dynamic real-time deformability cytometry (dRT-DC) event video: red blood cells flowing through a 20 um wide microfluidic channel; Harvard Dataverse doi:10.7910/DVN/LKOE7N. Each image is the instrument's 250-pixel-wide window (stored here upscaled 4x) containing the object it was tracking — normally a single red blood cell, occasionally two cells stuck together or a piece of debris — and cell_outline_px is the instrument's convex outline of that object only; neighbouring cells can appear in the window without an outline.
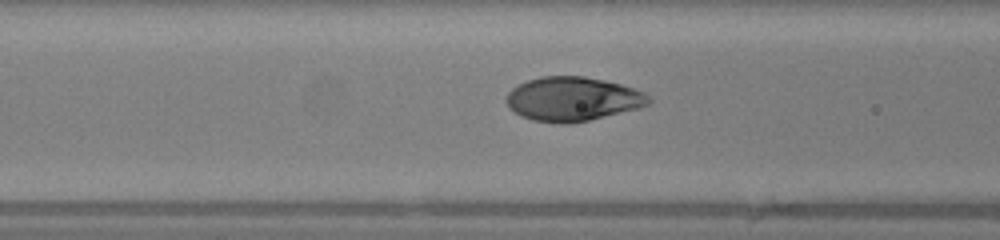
{"species": "human", "species_latin": "Homo sapiens", "temperature_condition": "warm", "stored_images_in_passage": 48, "camera_frame_rate_fps": 3000, "um_per_image_px": 0.085, "donor": {"sex": "female"}, "frame": {"image": 1, "passage_image": 18, "time_ms": 5.667, "image_size_px": [1000, 240], "cell_outline_px": [[652, 100], [648, 104], [640, 108], [588, 120], [568, 124], [560, 124], [532, 120], [520, 116], [508, 108], [504, 100], [508, 92], [512, 88], [528, 80], [540, 76], [584, 76], [604, 80], [620, 84], [644, 92]], "centroid_in_image_um": [48.64, 8.42], "position_along_channel_um": 118.0, "area_um2": 36.76}}
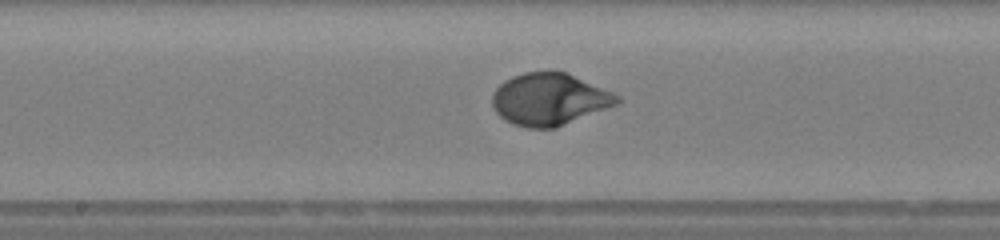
{"frame": {"image": 2, "passage_image": 24, "time_ms": 7.667, "image_size_px": [1000, 240], "cell_outline_px": [[620, 100], [616, 104], [556, 128], [528, 128], [512, 124], [500, 116], [496, 112], [492, 104], [492, 96], [496, 88], [504, 80], [512, 76], [524, 72], [564, 72], [616, 92], [620, 96]], "centroid_in_image_um": [46.69, 8.44], "position_along_channel_um": 201.5, "area_um2": 37.74}}
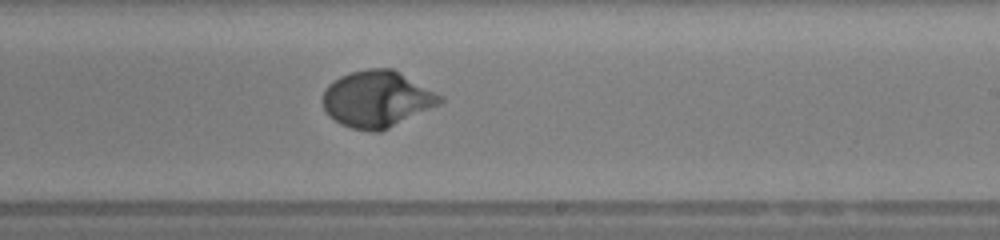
{"frame": {"image": 3, "passage_image": 28, "time_ms": 9.0, "image_size_px": [1000, 240], "cell_outline_px": [[444, 100], [440, 104], [380, 132], [372, 132], [352, 128], [340, 124], [328, 116], [324, 108], [324, 92], [328, 84], [340, 76], [352, 72], [368, 68], [392, 68], [444, 96]], "centroid_in_image_um": [32.05, 8.42], "position_along_channel_um": 256.9, "area_um2": 38.49}, "authors_computed_cell_mechanics": {"area_um2": 36.992, "velocity_mm_per_s": 4.1782, "shape_relaxation_time_tau1_ms": 2.9636, "shape_relaxation_time_tau2_ms": null, "deformation_change_tau1": 0.215, "deformation_change_tau2": null}}